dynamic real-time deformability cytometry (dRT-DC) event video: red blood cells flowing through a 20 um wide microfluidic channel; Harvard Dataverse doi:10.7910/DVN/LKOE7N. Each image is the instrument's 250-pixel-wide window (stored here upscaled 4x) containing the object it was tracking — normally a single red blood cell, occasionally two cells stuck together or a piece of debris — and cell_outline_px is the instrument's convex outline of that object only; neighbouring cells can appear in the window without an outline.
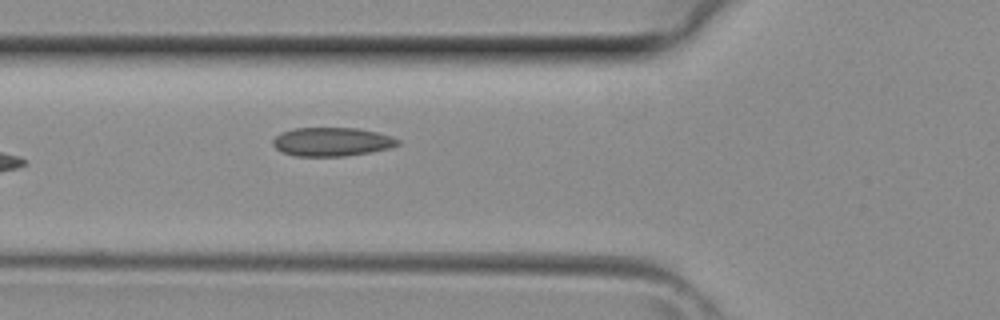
{"species": "common noctule bat (a hibernating species)", "species_latin": "Nyctalus noctula", "temperature_condition": "room temperature", "stored_images_in_passage": 4, "camera_frame_rate_fps": 3000, "um_per_image_px": 0.085, "animal": {"sex": "female", "body_mass_g": 29.2, "forearm_length_mm": 56.3}, "frame": {"image": 1, "passage_image": 4, "time_ms": 1.0, "image_size_px": [1000, 320], "cell_outline_px": [[400, 144], [388, 148], [368, 152], [344, 156], [296, 156], [280, 152], [272, 144], [272, 140], [280, 132], [292, 128], [356, 128], [376, 132], [392, 136], [400, 140]], "centroid_in_image_um": [28.16, 12.05], "position_along_channel_um": 97.6, "area_um2": 20.92}}